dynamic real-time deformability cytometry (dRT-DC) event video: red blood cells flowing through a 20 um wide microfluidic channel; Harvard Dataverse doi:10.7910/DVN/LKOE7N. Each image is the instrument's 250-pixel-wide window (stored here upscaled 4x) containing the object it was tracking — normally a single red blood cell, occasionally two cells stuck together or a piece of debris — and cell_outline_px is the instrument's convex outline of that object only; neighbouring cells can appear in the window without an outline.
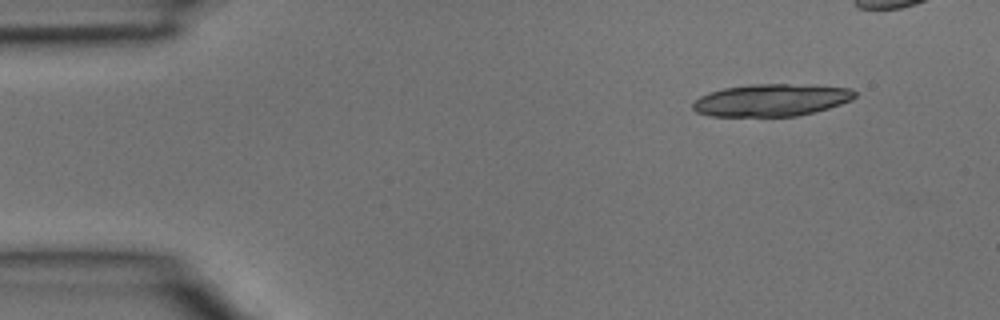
{"species": "common noctule bat (a hibernating species)", "species_latin": "Nyctalus noctula", "temperature_condition": "room temperature", "stored_images_in_passage": 4, "camera_frame_rate_fps": 3000, "um_per_image_px": 0.085, "animal": {"sex": "male", "body_mass_g": 15.6}, "frame": {"image": 1, "passage_image": 1, "time_ms": 0.0, "image_size_px": [1000, 320], "cell_outline_px": [[856, 96], [852, 100], [828, 108], [796, 116], [708, 116], [696, 112], [692, 108], [692, 104], [700, 96], [708, 92], [724, 88], [752, 84], [812, 84], [852, 88], [856, 92]], "centroid_in_image_um": [65.58, 8.49], "position_along_channel_um": 19.4, "area_um2": 30.69}}